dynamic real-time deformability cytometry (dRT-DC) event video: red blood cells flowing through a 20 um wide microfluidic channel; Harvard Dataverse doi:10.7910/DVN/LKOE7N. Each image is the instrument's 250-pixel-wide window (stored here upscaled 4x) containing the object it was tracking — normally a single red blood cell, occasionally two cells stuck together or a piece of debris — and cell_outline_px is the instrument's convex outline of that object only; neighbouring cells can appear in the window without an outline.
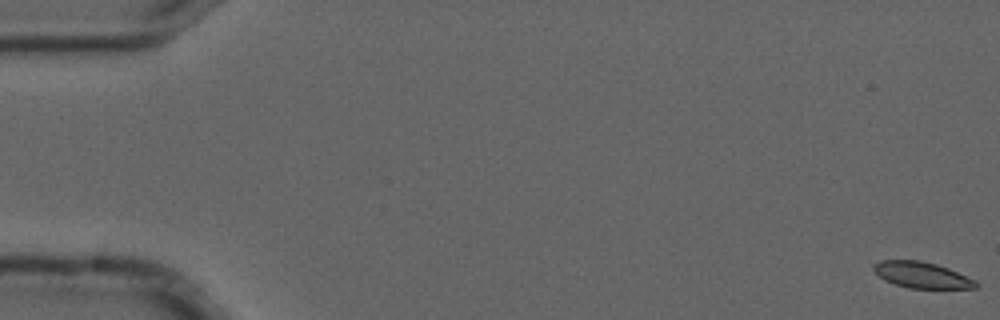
{"species": "common noctule bat (a hibernating species)", "species_latin": "Nyctalus noctula", "temperature_condition": "cold", "stored_images_in_passage": 4, "camera_frame_rate_fps": 3000, "um_per_image_px": 0.085, "animal": {"sex": "male", "forearm_length_mm": 52.5}, "frame": {"image": 1, "passage_image": 1, "time_ms": 0.0, "image_size_px": [1000, 320], "cell_outline_px": [[980, 284], [976, 288], [908, 288], [884, 280], [872, 268], [872, 264], [880, 260], [920, 260], [936, 264], [948, 268], [976, 280]], "centroid_in_image_um": [78.36, 23.37], "position_along_channel_um": 6.6, "area_um2": 15.55}}
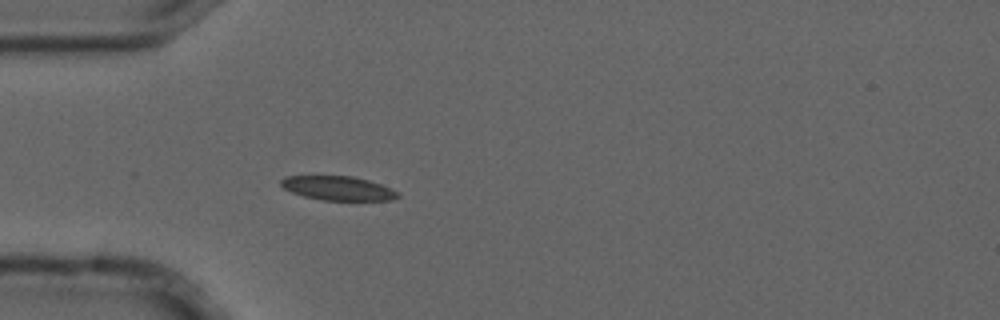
{"frame": {"image": 2, "passage_image": 4, "time_ms": 1.0, "image_size_px": [1000, 320], "cell_outline_px": [[400, 196], [392, 200], [320, 200], [304, 196], [292, 192], [284, 188], [280, 184], [280, 180], [284, 176], [352, 176], [368, 180], [392, 188], [400, 192]], "centroid_in_image_um": [28.75, 16.0], "position_along_channel_um": 56.3, "area_um2": 16.47}}